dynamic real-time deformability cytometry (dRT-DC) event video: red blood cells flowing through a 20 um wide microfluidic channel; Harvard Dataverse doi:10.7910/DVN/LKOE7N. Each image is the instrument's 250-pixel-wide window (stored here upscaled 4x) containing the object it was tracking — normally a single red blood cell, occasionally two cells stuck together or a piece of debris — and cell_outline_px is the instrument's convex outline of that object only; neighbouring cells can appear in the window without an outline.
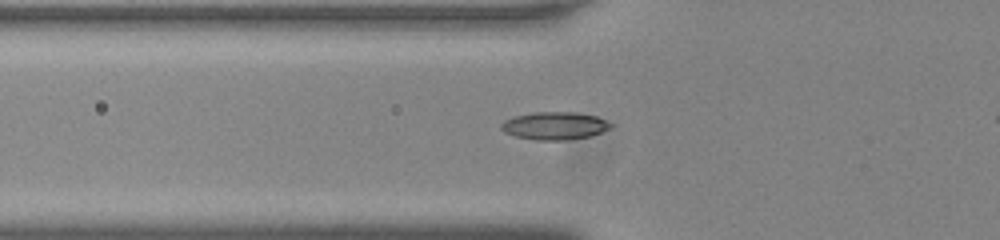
{"species": "common noctule bat (a hibernating species)", "species_latin": "Nyctalus noctula", "temperature_condition": "room temperature", "stored_images_in_passage": 32, "camera_frame_rate_fps": 3000, "um_per_image_px": 0.085, "animal": {"sex": "male", "body_mass_g": 20.0, "forearm_length_mm": 53.3}, "frame": {"image": 1, "passage_image": 2, "time_ms": 0.333, "image_size_px": [1000, 240], "cell_outline_px": [[612, 124], [608, 128], [592, 136], [568, 140], [536, 140], [516, 136], [504, 132], [500, 128], [500, 124], [504, 120], [512, 116], [532, 112], [576, 112], [596, 116]], "centroid_in_image_um": [47.09, 10.68], "position_along_channel_um": 78.7, "area_um2": 17.74}}
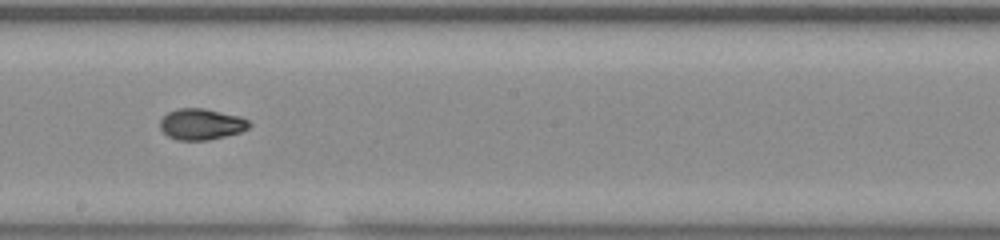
{"frame": {"image": 2, "passage_image": 14, "time_ms": 4.333, "image_size_px": [1000, 240], "cell_outline_px": [[252, 124], [248, 128], [240, 132], [208, 140], [176, 140], [168, 136], [160, 128], [160, 120], [168, 112], [176, 108], [204, 108], [240, 116], [248, 120]], "centroid_in_image_um": [17.11, 10.55], "position_along_channel_um": 231.1, "area_um2": 16.18}}
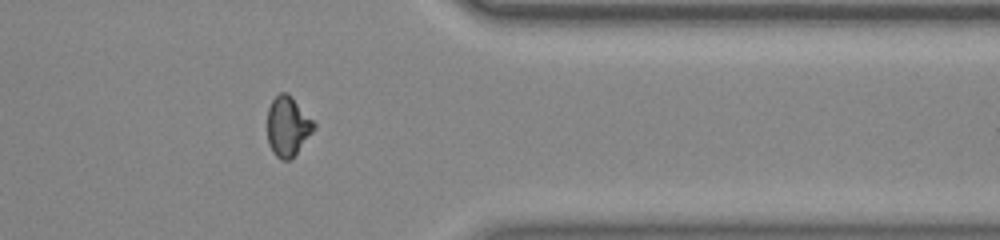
{"frame": {"image": 3, "passage_image": 27, "time_ms": 8.667, "image_size_px": [1000, 240], "cell_outline_px": [[316, 128], [296, 152], [288, 160], [280, 160], [272, 152], [268, 144], [268, 108], [272, 100], [280, 92], [288, 92], [292, 96], [316, 124]], "centroid_in_image_um": [24.45, 10.72], "position_along_channel_um": 387.0, "area_um2": 16.13}}